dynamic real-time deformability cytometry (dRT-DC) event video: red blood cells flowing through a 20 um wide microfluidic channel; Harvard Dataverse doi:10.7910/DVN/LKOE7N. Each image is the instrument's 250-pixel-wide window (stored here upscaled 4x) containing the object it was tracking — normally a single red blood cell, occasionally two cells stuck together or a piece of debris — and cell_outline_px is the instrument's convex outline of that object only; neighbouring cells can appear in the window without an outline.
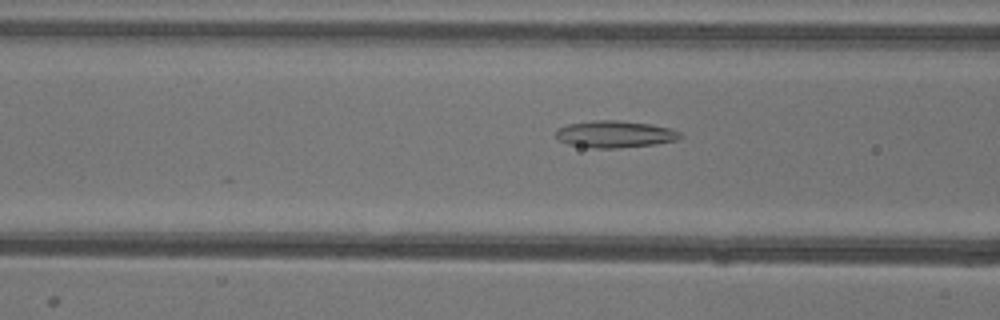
{"species": "common noctule bat (a hibernating species)", "species_latin": "Nyctalus noctula", "temperature_condition": "warm", "stored_images_in_passage": 52, "camera_frame_rate_fps": 3000, "um_per_image_px": 0.085, "animal": {"sex": "female"}, "frame": {"image": 1, "passage_image": 20, "time_ms": 6.333, "image_size_px": [1000, 320], "cell_outline_px": [[684, 136], [676, 140], [656, 144], [616, 148], [592, 148], [568, 144], [560, 140], [556, 136], [556, 128], [568, 124], [592, 120], [616, 120], [652, 124], [668, 128], [680, 132]], "centroid_in_image_um": [52.26, 11.4], "position_along_channel_um": 114.3, "area_um2": 19.54}}
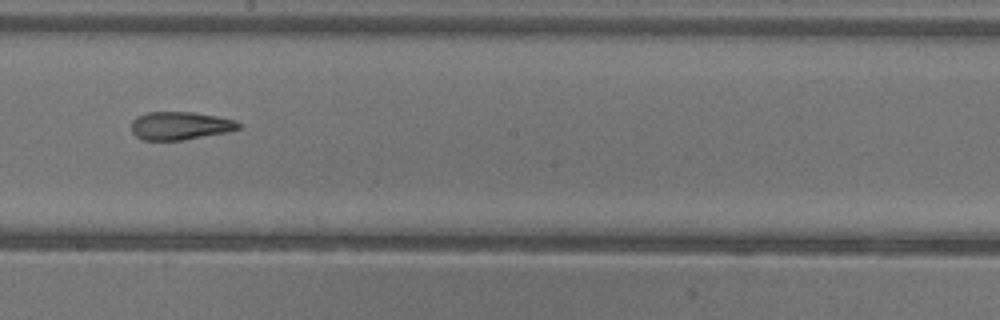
{"frame": {"image": 2, "passage_image": 29, "time_ms": 9.333, "image_size_px": [1000, 320], "cell_outline_px": [[240, 128], [228, 132], [180, 140], [140, 140], [132, 132], [132, 120], [136, 116], [148, 112], [192, 112], [216, 116], [236, 120], [240, 124]], "centroid_in_image_um": [15.29, 10.68], "position_along_channel_um": 232.9, "area_um2": 17.51}}
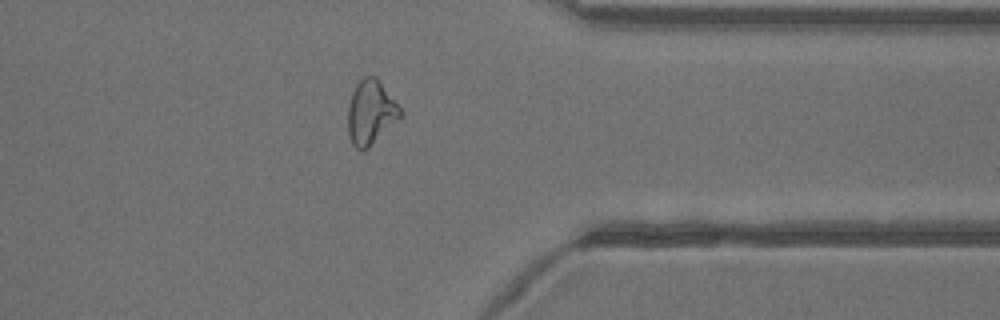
{"frame": {"image": 3, "passage_image": 41, "time_ms": 13.333, "image_size_px": [1000, 320], "cell_outline_px": [[400, 116], [364, 152], [360, 152], [352, 144], [348, 132], [348, 104], [352, 92], [356, 84], [364, 76], [376, 76], [400, 108]], "centroid_in_image_um": [31.46, 9.56], "position_along_channel_um": 379.9, "area_um2": 19.25}, "authors_computed_cell_mechanics": {"area_um2": 19.5653, "velocity_mm_per_s": 3.94, "shape_relaxation_time_tau1_ms": null, "shape_relaxation_time_tau2_ms": 2.8848, "deformation_change_tau1": null, "deformation_change_tau2": 0.1186}}